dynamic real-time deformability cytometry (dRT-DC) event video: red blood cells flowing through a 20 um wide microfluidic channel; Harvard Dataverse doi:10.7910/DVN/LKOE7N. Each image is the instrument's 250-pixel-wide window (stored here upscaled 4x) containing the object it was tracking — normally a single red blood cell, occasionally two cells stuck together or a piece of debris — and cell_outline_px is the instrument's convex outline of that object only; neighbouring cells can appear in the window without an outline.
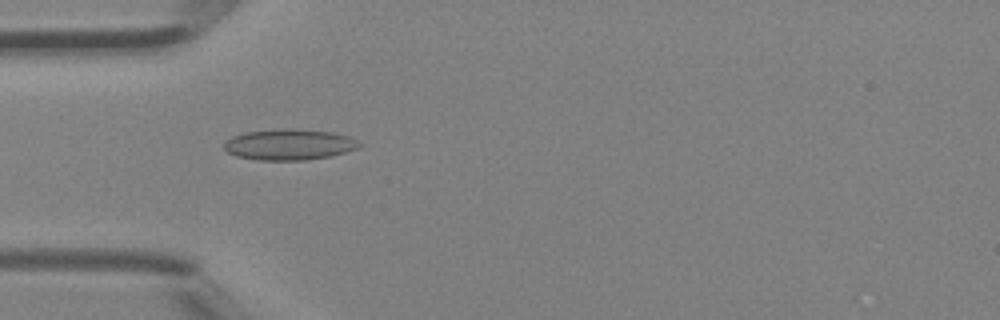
{"species": "Egyptian fruit bat (a non-hibernating species)", "species_latin": "Rousettus aegyptiacus", "temperature_condition": "room temperature", "stored_images_in_passage": 45, "camera_frame_rate_fps": 3000, "um_per_image_px": 0.085, "animal": {"sex": "female"}, "frame": {"image": 1, "passage_image": 14, "time_ms": 4.333, "image_size_px": [1000, 320], "cell_outline_px": [[364, 144], [360, 148], [328, 156], [304, 160], [256, 160], [236, 156], [228, 152], [224, 148], [224, 144], [232, 136], [244, 132], [332, 132], [348, 136]], "centroid_in_image_um": [24.6, 12.35], "position_along_channel_um": 60.4, "area_um2": 23.0}}
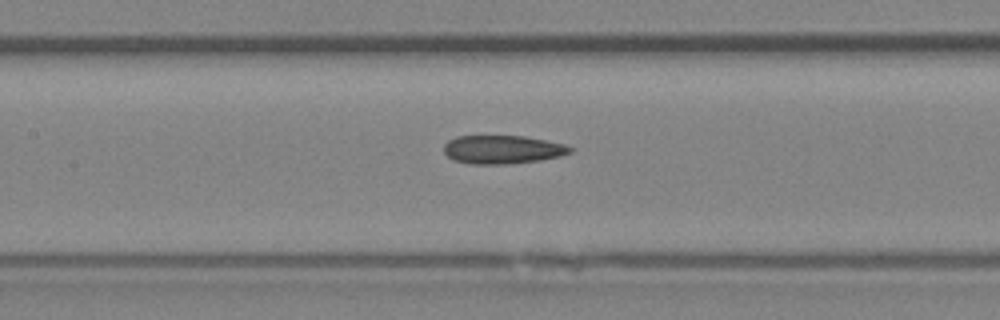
{"frame": {"image": 2, "passage_image": 21, "time_ms": 6.667, "image_size_px": [1000, 320], "cell_outline_px": [[572, 152], [560, 156], [540, 160], [504, 164], [472, 164], [452, 160], [444, 152], [444, 144], [448, 140], [456, 136], [524, 136], [564, 144], [572, 148]], "centroid_in_image_um": [42.68, 12.71], "position_along_channel_um": 164.7, "area_um2": 20.87}}
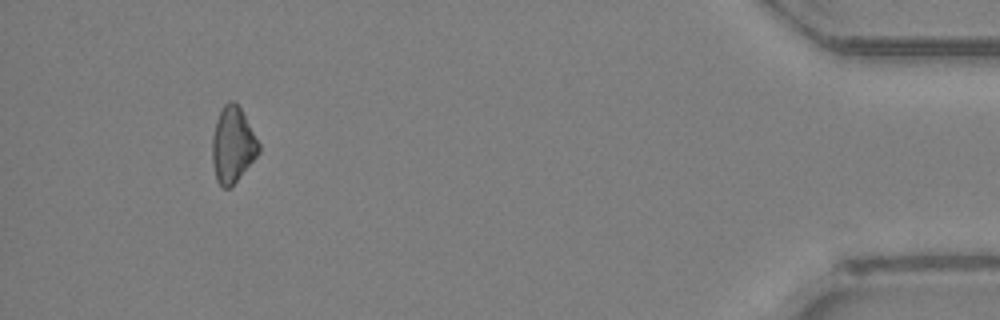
{"frame": {"image": 3, "passage_image": 42, "time_ms": 13.667, "image_size_px": [1000, 320], "cell_outline_px": [[260, 152], [236, 180], [228, 188], [224, 188], [216, 180], [212, 160], [212, 136], [216, 120], [224, 104], [228, 100], [232, 100], [240, 108], [260, 144]], "centroid_in_image_um": [19.76, 12.3], "position_along_channel_um": 415.4, "area_um2": 20.17}}